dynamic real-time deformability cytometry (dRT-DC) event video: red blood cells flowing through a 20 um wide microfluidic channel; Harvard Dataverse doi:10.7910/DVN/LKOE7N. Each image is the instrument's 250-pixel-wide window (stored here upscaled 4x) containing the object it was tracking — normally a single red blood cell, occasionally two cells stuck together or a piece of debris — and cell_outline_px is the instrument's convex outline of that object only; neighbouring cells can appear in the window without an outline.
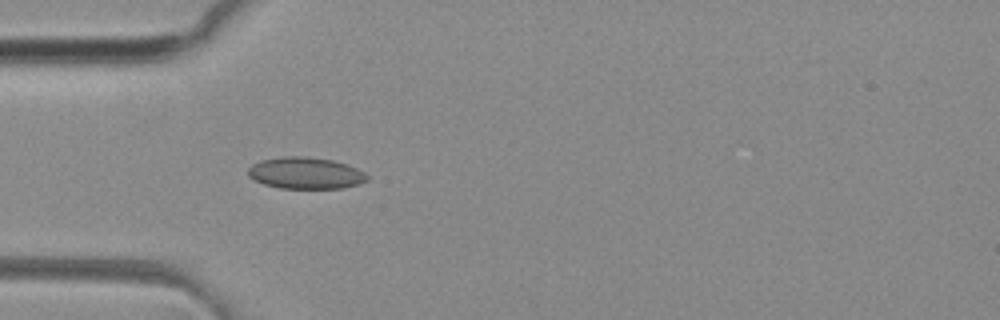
{"species": "common noctule bat (a hibernating species)", "species_latin": "Nyctalus noctula", "temperature_condition": "room temperature", "stored_images_in_passage": 48, "camera_frame_rate_fps": 3000, "um_per_image_px": 0.085, "animal": {"sex": "female", "body_mass_g": 29.2, "forearm_length_mm": 56.3}, "frame": {"image": 1, "passage_image": 14, "time_ms": 4.333, "image_size_px": [1000, 320], "cell_outline_px": [[368, 180], [360, 184], [344, 188], [280, 188], [264, 184], [252, 180], [248, 176], [248, 168], [252, 164], [260, 160], [280, 156], [308, 156], [332, 160], [348, 164], [364, 172], [368, 176]], "centroid_in_image_um": [25.96, 14.7], "position_along_channel_um": 59.0, "area_um2": 22.25}}
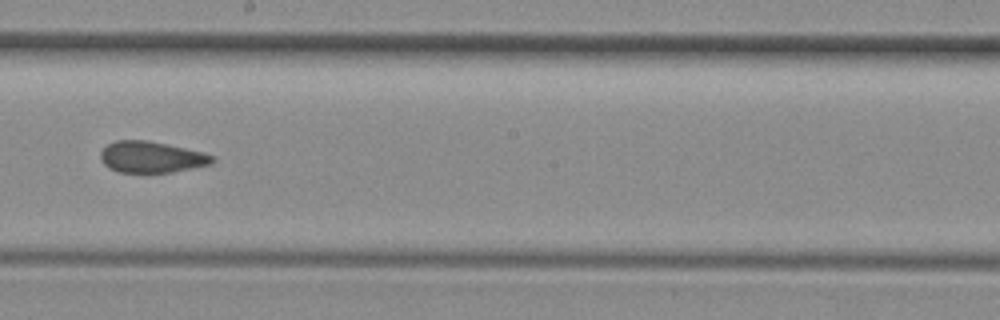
{"frame": {"image": 2, "passage_image": 27, "time_ms": 8.667, "image_size_px": [1000, 320], "cell_outline_px": [[216, 160], [212, 164], [172, 172], [120, 172], [108, 168], [100, 160], [100, 152], [108, 144], [116, 140], [148, 140], [204, 152], [212, 156]], "centroid_in_image_um": [12.87, 13.35], "position_along_channel_um": 235.3, "area_um2": 20.4}}
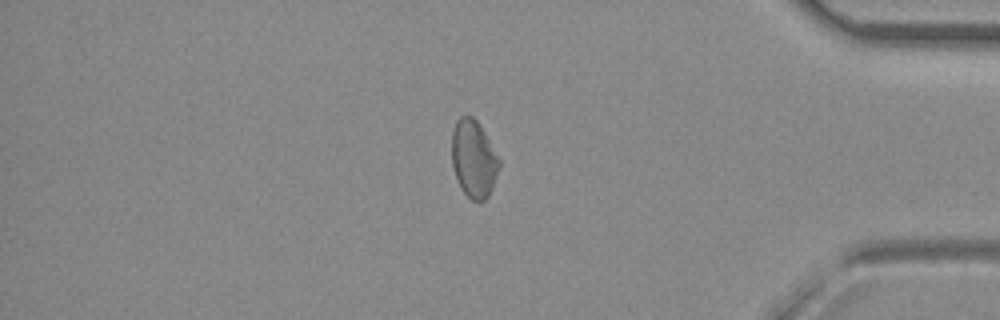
{"frame": {"image": 3, "passage_image": 41, "time_ms": 13.333, "image_size_px": [1000, 320], "cell_outline_px": [[500, 164], [492, 188], [488, 196], [484, 200], [472, 200], [460, 188], [452, 164], [452, 132], [456, 120], [460, 116], [472, 116], [480, 124], [500, 160]], "centroid_in_image_um": [40.25, 13.48], "position_along_channel_um": 394.9, "area_um2": 21.21}, "authors_computed_cell_mechanics": {"area_um2": 21.4727, "velocity_mm_per_s": 4.1359, "shape_relaxation_time_tau1_ms": null, "shape_relaxation_time_tau2_ms": 5.1103, "deformation_change_tau1": null, "deformation_change_tau2": 0.0872}}